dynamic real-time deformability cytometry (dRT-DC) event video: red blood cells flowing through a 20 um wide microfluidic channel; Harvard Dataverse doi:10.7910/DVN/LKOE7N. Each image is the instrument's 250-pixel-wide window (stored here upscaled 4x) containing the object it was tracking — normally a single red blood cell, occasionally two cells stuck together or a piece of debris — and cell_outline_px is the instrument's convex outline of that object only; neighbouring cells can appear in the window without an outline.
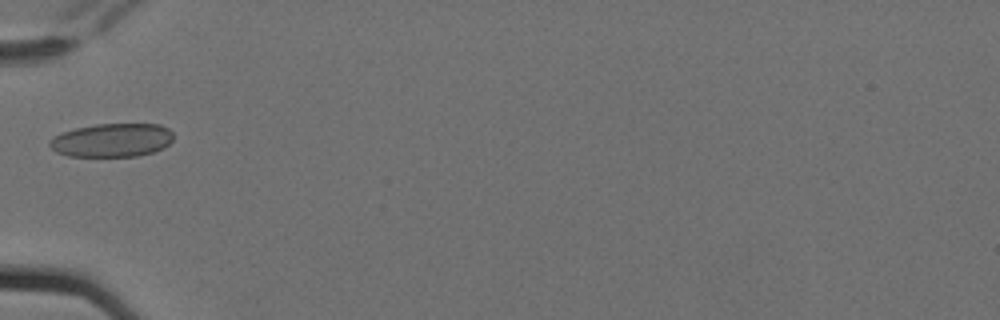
{"species": "Egyptian fruit bat (a non-hibernating species)", "species_latin": "Rousettus aegyptiacus", "temperature_condition": "cold", "stored_images_in_passage": 6, "camera_frame_rate_fps": 3000, "um_per_image_px": 0.085, "animal": {"sex": "female"}, "frame": {"image": 1, "passage_image": 6, "time_ms": 1.667, "image_size_px": [1000, 320], "cell_outline_px": [[172, 140], [164, 148], [152, 152], [136, 156], [68, 156], [56, 152], [48, 144], [48, 140], [60, 132], [76, 128], [96, 124], [160, 124], [168, 128], [172, 132]], "centroid_in_image_um": [9.49, 11.91], "position_along_channel_um": 75.5, "area_um2": 24.28}}